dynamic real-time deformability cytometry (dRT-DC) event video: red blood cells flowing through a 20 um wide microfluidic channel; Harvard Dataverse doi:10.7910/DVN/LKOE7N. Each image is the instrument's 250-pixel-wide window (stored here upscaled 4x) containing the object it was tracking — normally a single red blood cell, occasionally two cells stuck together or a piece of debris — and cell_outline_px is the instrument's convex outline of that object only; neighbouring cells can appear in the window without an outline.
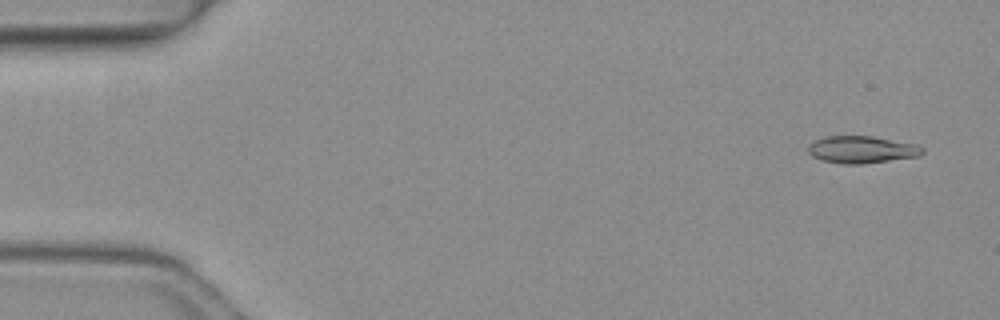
{"species": "common noctule bat (a hibernating species)", "species_latin": "Nyctalus noctula", "temperature_condition": "warm", "stored_images_in_passage": 3, "camera_frame_rate_fps": 3000, "um_per_image_px": 0.085, "animal": {"sex": "female", "body_mass_g": 19.3, "forearm_length_mm": 54.1}, "frame": {"image": 1, "passage_image": 3, "time_ms": 0.667, "image_size_px": [1000, 320], "cell_outline_px": [[924, 152], [920, 156], [864, 164], [840, 164], [820, 160], [812, 156], [808, 152], [808, 144], [816, 140], [828, 136], [872, 136], [916, 144], [924, 148]], "centroid_in_image_um": [73.25, 12.72], "position_along_channel_um": 11.8, "area_um2": 18.26}}